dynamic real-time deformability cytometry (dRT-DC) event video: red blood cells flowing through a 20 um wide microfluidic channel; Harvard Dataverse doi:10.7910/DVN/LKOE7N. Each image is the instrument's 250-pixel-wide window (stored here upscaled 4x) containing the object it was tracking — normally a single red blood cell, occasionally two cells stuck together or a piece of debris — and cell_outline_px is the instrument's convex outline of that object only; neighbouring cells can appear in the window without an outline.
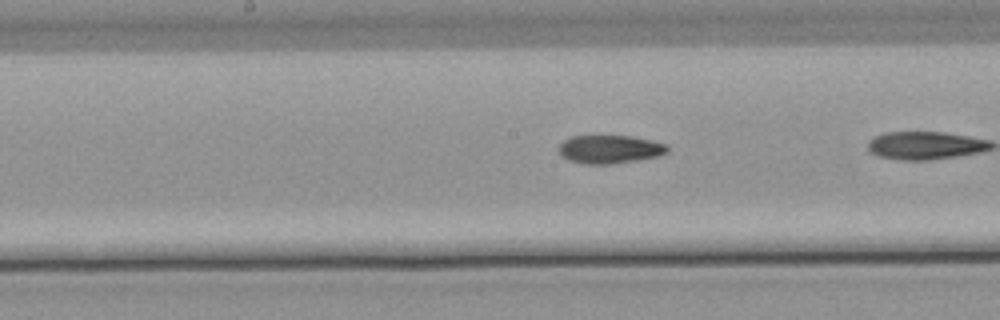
{"species": "common noctule bat (a hibernating species)", "species_latin": "Nyctalus noctula", "temperature_condition": "warm", "stored_images_in_passage": 20, "camera_frame_rate_fps": 3000, "um_per_image_px": 0.085, "animal": {"sex": "male", "body_mass_g": 21.5, "forearm_length_mm": 52.0}, "frame": {"image": 1, "passage_image": 17, "time_ms": 5.333, "image_size_px": [1000, 320], "cell_outline_px": [[668, 152], [660, 156], [640, 160], [612, 164], [584, 164], [568, 160], [560, 156], [556, 148], [564, 140], [572, 136], [632, 136], [652, 140], [668, 144]], "centroid_in_image_um": [51.83, 12.69], "position_along_channel_um": 196.4, "area_um2": 18.32}}